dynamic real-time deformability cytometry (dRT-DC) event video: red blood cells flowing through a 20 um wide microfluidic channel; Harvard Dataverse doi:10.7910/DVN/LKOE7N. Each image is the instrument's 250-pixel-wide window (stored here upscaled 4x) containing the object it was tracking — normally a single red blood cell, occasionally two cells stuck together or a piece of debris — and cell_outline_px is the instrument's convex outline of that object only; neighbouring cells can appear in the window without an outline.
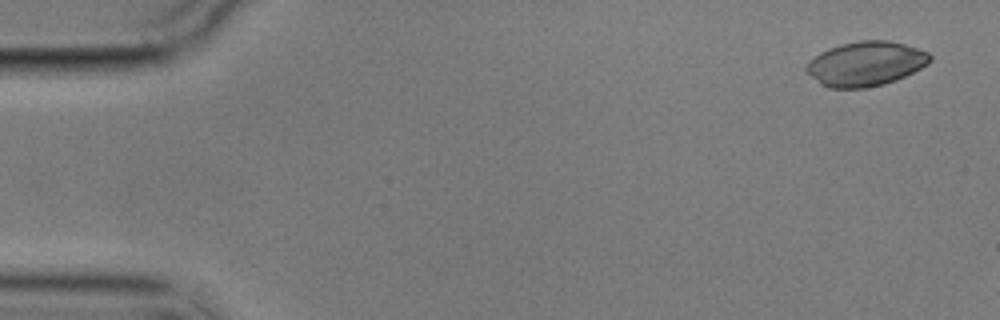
{"species": "common noctule bat (a hibernating species)", "species_latin": "Nyctalus noctula", "temperature_condition": "cold", "stored_images_in_passage": 3, "segment_of_instrument_passage": [1, 2], "camera_frame_rate_fps": 3000, "um_per_image_px": 0.085, "animal": {"sex": "male", "body_mass_g": 17.9}, "frame": {"image": 1, "passage_image": 1, "time_ms": 0.0, "image_size_px": [1000, 320], "cell_outline_px": [[932, 60], [928, 64], [896, 80], [884, 84], [864, 88], [828, 88], [820, 84], [804, 68], [808, 60], [820, 52], [828, 48], [840, 44], [860, 40], [888, 40], [904, 44], [928, 52], [932, 56]], "centroid_in_image_um": [73.56, 5.41], "position_along_channel_um": 11.4, "area_um2": 32.14}}